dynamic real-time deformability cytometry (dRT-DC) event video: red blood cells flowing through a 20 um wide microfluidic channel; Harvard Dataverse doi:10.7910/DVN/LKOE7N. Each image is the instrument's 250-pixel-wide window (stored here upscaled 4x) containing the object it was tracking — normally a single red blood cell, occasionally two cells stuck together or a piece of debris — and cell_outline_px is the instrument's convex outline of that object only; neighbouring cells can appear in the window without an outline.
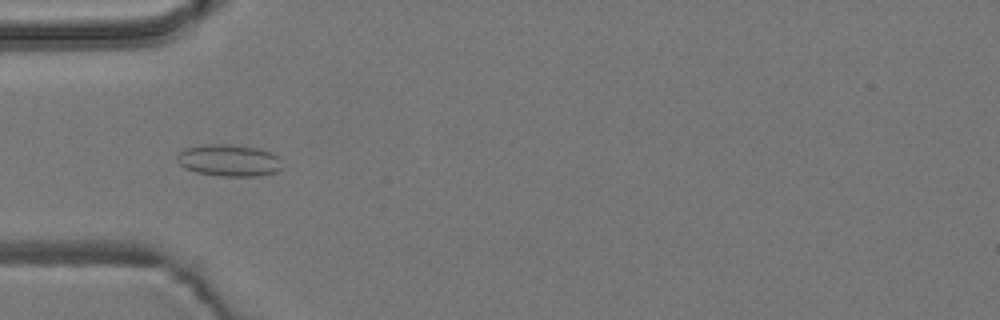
{"species": "common noctule bat (a hibernating species)", "species_latin": "Nyctalus noctula", "temperature_condition": "room temperature", "stored_images_in_passage": 39, "camera_frame_rate_fps": 3000, "um_per_image_px": 0.085, "animal": {"sex": "male", "body_mass_g": 19.2, "forearm_length_mm": 51.8}, "frame": {"image": 1, "passage_image": 9, "time_ms": 2.667, "image_size_px": [1000, 320], "cell_outline_px": [[284, 168], [276, 172], [260, 176], [220, 176], [196, 172], [184, 168], [176, 160], [176, 152], [184, 148], [204, 144], [232, 144], [260, 148], [272, 152], [280, 156]], "centroid_in_image_um": [19.49, 13.62], "position_along_channel_um": 65.5, "area_um2": 20.17}}
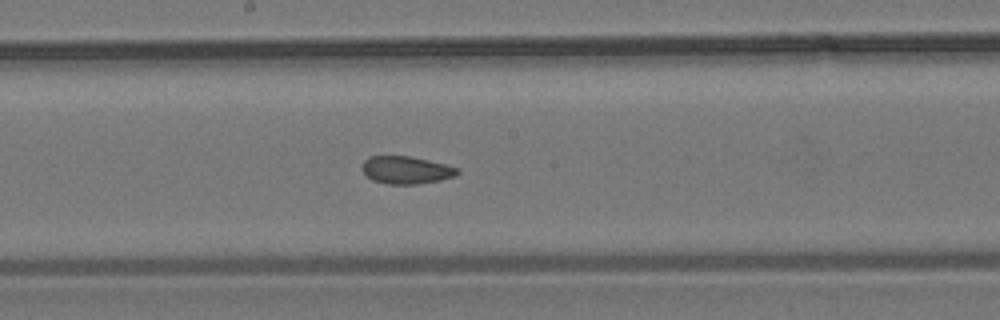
{"frame": {"image": 2, "passage_image": 21, "time_ms": 6.667, "image_size_px": [1000, 320], "cell_outline_px": [[460, 172], [456, 176], [440, 180], [416, 184], [388, 184], [372, 180], [360, 168], [360, 164], [368, 156], [412, 156], [460, 168]], "centroid_in_image_um": [34.51, 14.44], "position_along_channel_um": 213.7, "area_um2": 15.49}}
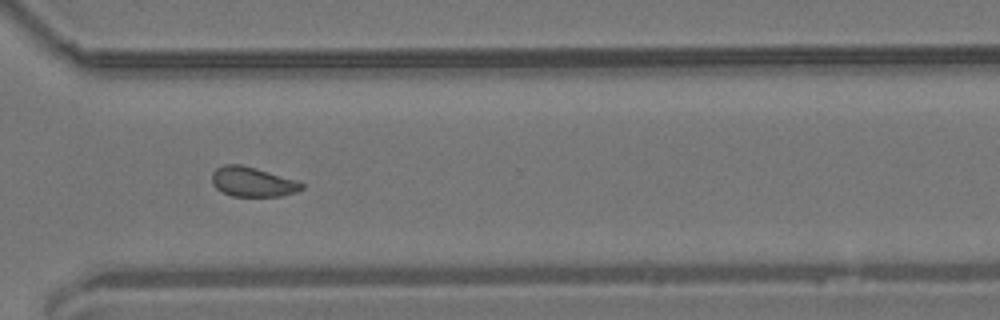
{"frame": {"image": 3, "passage_image": 32, "time_ms": 10.333, "image_size_px": [1000, 320], "cell_outline_px": [[304, 188], [296, 192], [280, 196], [232, 196], [216, 188], [212, 184], [212, 172], [216, 168], [224, 164], [240, 164], [256, 168], [296, 180], [304, 184]], "centroid_in_image_um": [21.46, 15.45], "position_along_channel_um": 349.1, "area_um2": 15.49}, "authors_computed_cell_mechanics": {"area_um2": 16.5308, "velocity_mm_per_s": 3.6983, "shape_relaxation_time_tau1_ms": null, "shape_relaxation_time_tau2_ms": 1.9934, "deformation_change_tau1": null, "deformation_change_tau2": 0.0728}}